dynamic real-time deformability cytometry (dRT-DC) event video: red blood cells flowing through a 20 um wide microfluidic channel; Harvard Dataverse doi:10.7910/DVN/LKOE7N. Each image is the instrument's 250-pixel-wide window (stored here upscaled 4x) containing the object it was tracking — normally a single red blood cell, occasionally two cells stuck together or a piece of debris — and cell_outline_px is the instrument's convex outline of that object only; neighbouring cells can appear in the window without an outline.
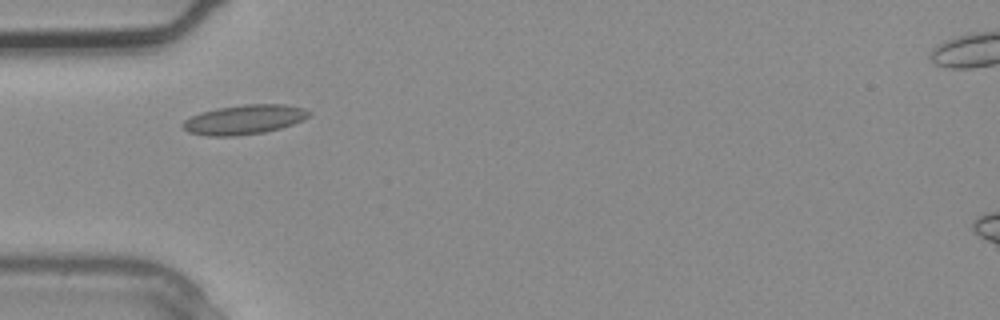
{"species": "common noctule bat (a hibernating species)", "species_latin": "Nyctalus noctula", "temperature_condition": "warm", "stored_images_in_passage": 2, "camera_frame_rate_fps": 3000, "um_per_image_px": 0.085, "animal": {"sex": "male", "body_mass_g": 20.4}, "frame": {"image": 1, "passage_image": 2, "time_ms": 0.333, "image_size_px": [1000, 320], "cell_outline_px": [[312, 116], [304, 120], [280, 128], [264, 132], [236, 136], [208, 136], [188, 132], [180, 128], [180, 124], [184, 120], [200, 112], [216, 108], [244, 104], [284, 104], [304, 108], [312, 112]], "centroid_in_image_um": [20.75, 10.16], "position_along_channel_um": 64.2, "area_um2": 22.02}}